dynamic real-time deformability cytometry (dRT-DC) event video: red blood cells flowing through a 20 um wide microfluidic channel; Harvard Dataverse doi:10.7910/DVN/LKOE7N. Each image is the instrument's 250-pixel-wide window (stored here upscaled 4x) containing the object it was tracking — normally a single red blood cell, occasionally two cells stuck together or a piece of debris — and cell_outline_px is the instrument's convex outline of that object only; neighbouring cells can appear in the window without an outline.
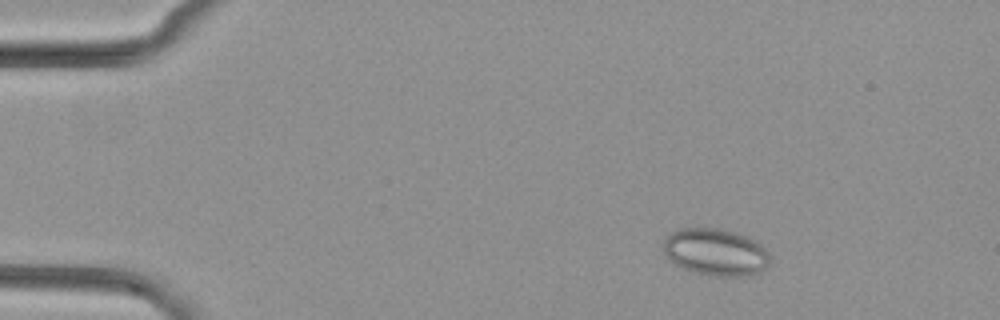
{"species": "common noctule bat (a hibernating species)", "species_latin": "Nyctalus noctula", "temperature_condition": "cold", "stored_images_in_passage": 4, "camera_frame_rate_fps": 3000, "um_per_image_px": 0.085, "animal": {"sex": "female", "body_mass_g": 29.2, "forearm_length_mm": 56.3}, "frame": {"image": 1, "passage_image": 2, "time_ms": 0.333, "image_size_px": [1000, 320], "cell_outline_px": [[768, 268], [760, 272], [748, 276], [716, 276], [692, 272], [676, 264], [664, 252], [664, 240], [672, 232], [680, 228], [720, 228], [736, 232], [748, 236], [756, 240], [768, 252]], "centroid_in_image_um": [60.86, 21.42], "position_along_channel_um": 24.1, "area_um2": 29.25}}